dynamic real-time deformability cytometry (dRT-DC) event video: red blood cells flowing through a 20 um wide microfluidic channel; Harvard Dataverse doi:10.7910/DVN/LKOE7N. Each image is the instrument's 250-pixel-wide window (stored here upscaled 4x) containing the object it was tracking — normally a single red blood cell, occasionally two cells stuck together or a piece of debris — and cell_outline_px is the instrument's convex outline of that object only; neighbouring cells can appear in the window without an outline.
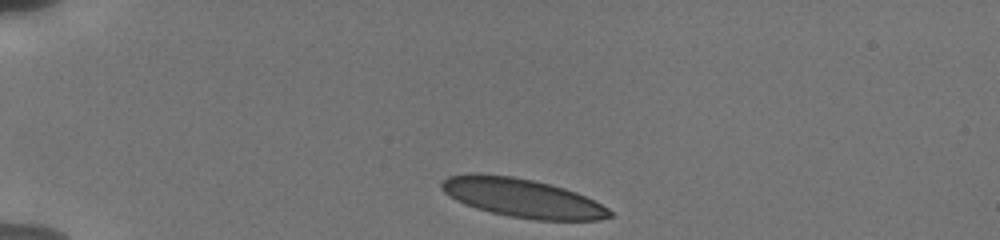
{"species": "human", "species_latin": "Homo sapiens", "temperature_condition": "cold", "stored_images_in_passage": 9, "camera_frame_rate_fps": 3000, "um_per_image_px": 0.085, "donor": {"sex": "male"}, "frame": {"image": 1, "passage_image": 1, "time_ms": 0.0, "image_size_px": [1000, 240], "cell_outline_px": [[612, 216], [600, 220], [536, 220], [512, 216], [492, 212], [476, 208], [464, 204], [456, 200], [444, 192], [440, 188], [440, 184], [448, 176], [468, 172], [480, 172], [512, 176], [532, 180], [564, 188], [576, 192], [608, 208], [612, 212]], "centroid_in_image_um": [44.34, 16.8], "position_along_channel_um": 40.7, "area_um2": 37.92}}
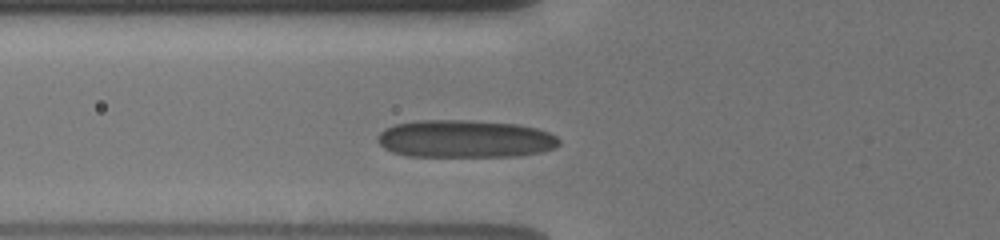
{"frame": {"image": 2, "passage_image": 6, "time_ms": 2.667, "image_size_px": [1000, 240], "cell_outline_px": [[560, 144], [556, 148], [540, 152], [516, 156], [408, 156], [392, 152], [384, 148], [376, 140], [376, 136], [384, 128], [396, 124], [416, 120], [468, 120], [516, 124], [536, 128], [548, 132], [556, 136], [560, 140]], "centroid_in_image_um": [39.5, 11.8], "position_along_channel_um": 86.3, "area_um2": 40.0}}